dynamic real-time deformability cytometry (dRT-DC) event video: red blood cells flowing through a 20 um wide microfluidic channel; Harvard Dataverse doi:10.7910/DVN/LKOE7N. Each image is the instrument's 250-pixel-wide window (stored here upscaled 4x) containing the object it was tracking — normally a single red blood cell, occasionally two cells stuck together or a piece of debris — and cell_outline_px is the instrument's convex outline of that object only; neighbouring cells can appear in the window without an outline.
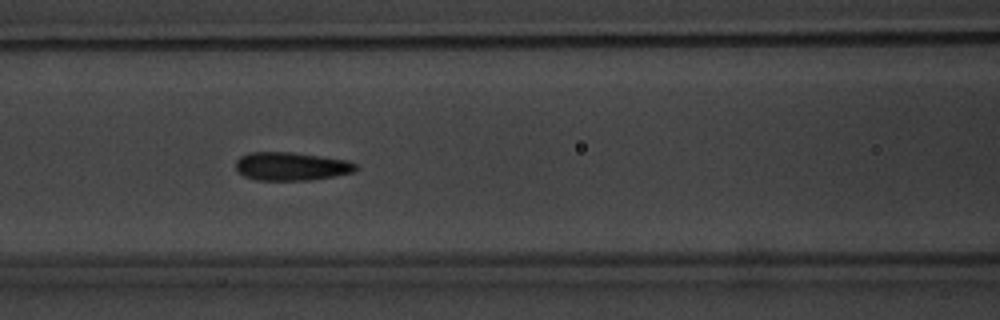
{"species": "common noctule bat (a hibernating species)", "species_latin": "Nyctalus noctula", "temperature_condition": "warm", "stored_images_in_passage": 9, "camera_frame_rate_fps": 3000, "um_per_image_px": 0.085, "animal": {"sex": "male", "body_mass_g": 20.1, "forearm_length_mm": 53.5}, "frame": {"image": 1, "passage_image": 7, "time_ms": 7.667, "image_size_px": [1000, 320], "cell_outline_px": [[356, 168], [352, 172], [332, 176], [308, 180], [256, 180], [244, 176], [236, 168], [236, 160], [240, 156], [248, 152], [292, 152], [348, 160], [356, 164]], "centroid_in_image_um": [24.71, 14.13], "position_along_channel_um": 141.9, "area_um2": 19.65}}
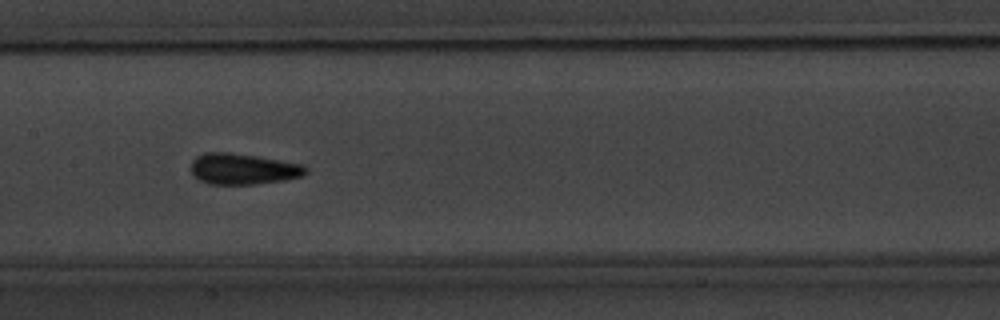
{"frame": {"image": 2, "passage_image": 8, "time_ms": 9.0, "image_size_px": [1000, 320], "cell_outline_px": [[308, 172], [304, 176], [284, 180], [252, 184], [208, 184], [192, 176], [192, 160], [196, 156], [204, 152], [228, 152], [256, 156], [304, 164], [308, 168]], "centroid_in_image_um": [20.67, 14.36], "position_along_channel_um": 186.7, "area_um2": 20.87}}